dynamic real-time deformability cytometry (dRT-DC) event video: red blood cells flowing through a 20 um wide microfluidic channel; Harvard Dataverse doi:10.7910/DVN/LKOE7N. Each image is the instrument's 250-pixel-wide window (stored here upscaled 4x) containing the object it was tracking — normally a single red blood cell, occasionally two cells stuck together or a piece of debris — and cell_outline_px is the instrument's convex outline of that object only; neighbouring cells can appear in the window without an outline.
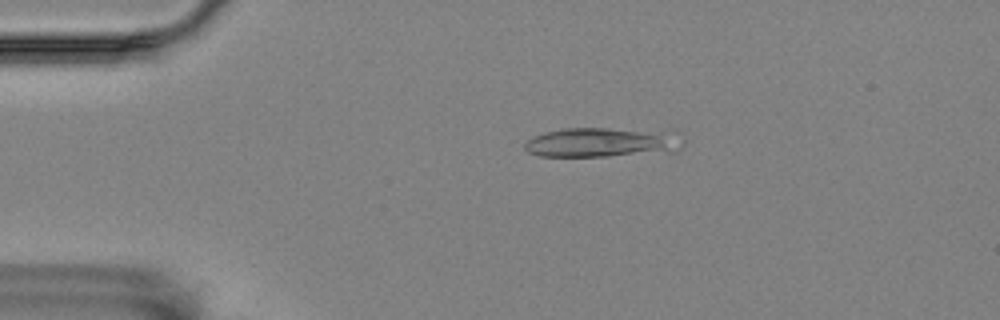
{"species": "Egyptian fruit bat (a non-hibernating species)", "species_latin": "Rousettus aegyptiacus", "temperature_condition": "room temperature", "stored_images_in_passage": 14, "camera_frame_rate_fps": 3000, "um_per_image_px": 0.085, "animal": {"sex": "female"}, "frame": {"image": 1, "passage_image": 11, "time_ms": 3.333, "image_size_px": [1000, 320], "cell_outline_px": [[684, 144], [676, 152], [608, 156], [540, 156], [528, 152], [524, 148], [524, 144], [528, 140], [544, 132], [564, 128], [672, 128], [684, 140]], "centroid_in_image_um": [51.38, 12.07], "position_along_channel_um": 33.6, "area_um2": 28.44}}